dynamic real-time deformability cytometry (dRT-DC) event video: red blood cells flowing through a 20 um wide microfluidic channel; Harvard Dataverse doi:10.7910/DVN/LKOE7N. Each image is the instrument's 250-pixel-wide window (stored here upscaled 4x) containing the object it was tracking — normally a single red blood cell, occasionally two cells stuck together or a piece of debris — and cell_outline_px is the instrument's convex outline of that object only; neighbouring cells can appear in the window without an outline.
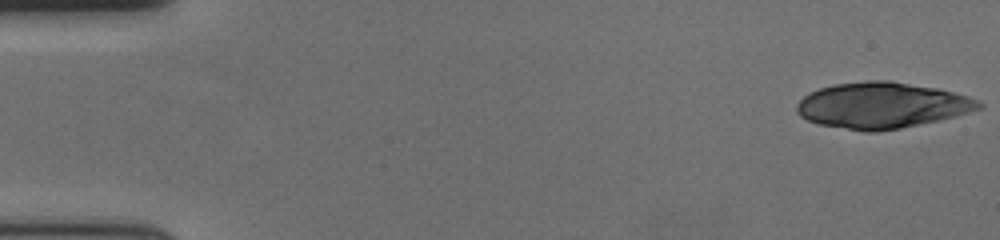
{"species": "human", "species_latin": "Homo sapiens", "temperature_condition": "cold", "stored_images_in_passage": 18, "camera_frame_rate_fps": 3000, "um_per_image_px": 0.085, "donor": {"sex": "female"}, "frame": {"image": 1, "passage_image": 1, "time_ms": 0.0, "image_size_px": [1000, 240], "cell_outline_px": [[984, 108], [956, 116], [940, 120], [900, 128], [876, 132], [864, 132], [820, 124], [808, 120], [800, 116], [796, 112], [796, 104], [808, 92], [832, 84], [868, 80], [892, 80], [940, 88], [956, 92], [980, 100], [984, 104]], "centroid_in_image_um": [75.0, 8.94], "position_along_channel_um": 10.0, "area_um2": 49.42}}
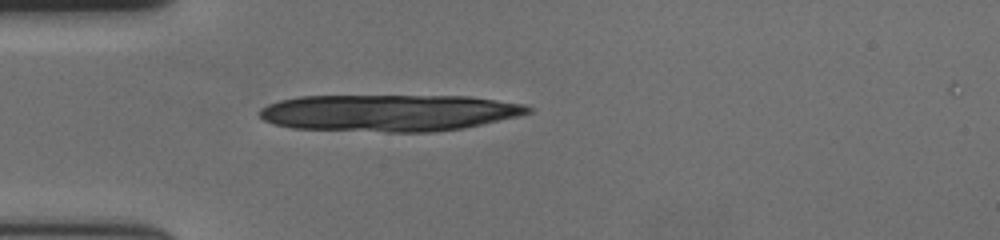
{"frame": {"image": 2, "passage_image": 16, "time_ms": 5.0, "image_size_px": [1000, 240], "cell_outline_px": [[536, 108], [532, 112], [516, 116], [464, 128], [432, 132], [384, 132], [292, 128], [272, 124], [264, 120], [256, 112], [260, 108], [268, 104], [280, 100], [300, 96], [468, 96], [524, 104]], "centroid_in_image_um": [33.04, 9.59], "position_along_channel_um": 52.0, "area_um2": 57.92}}